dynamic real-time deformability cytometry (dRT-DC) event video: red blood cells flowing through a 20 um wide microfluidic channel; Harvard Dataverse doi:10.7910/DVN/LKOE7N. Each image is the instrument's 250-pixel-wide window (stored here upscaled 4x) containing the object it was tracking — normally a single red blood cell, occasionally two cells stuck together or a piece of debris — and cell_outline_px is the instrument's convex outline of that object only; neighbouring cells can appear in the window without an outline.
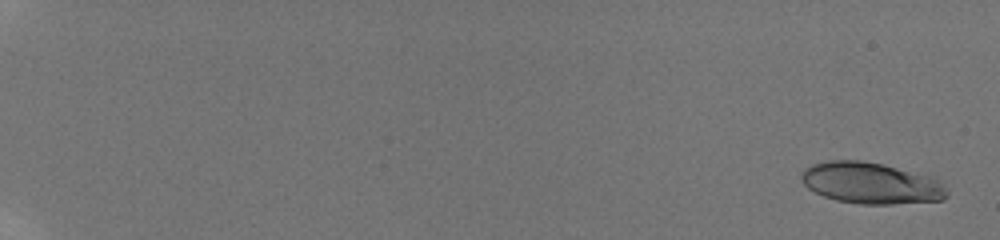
{"species": "human", "species_latin": "Homo sapiens", "temperature_condition": "room temperature", "stored_images_in_passage": 64, "camera_frame_rate_fps": 3000, "um_per_image_px": 0.085, "donor": {"sex": "male"}, "frame": {"image": 1, "passage_image": 1, "time_ms": 0.0, "image_size_px": [1000, 240], "cell_outline_px": [[948, 196], [944, 200], [892, 204], [860, 204], [836, 200], [824, 196], [808, 188], [804, 184], [800, 176], [800, 172], [804, 168], [812, 164], [828, 160], [860, 160], [884, 164], [936, 176], [948, 192]], "centroid_in_image_um": [74.07, 15.55], "position_along_channel_um": 10.9, "area_um2": 35.6}}
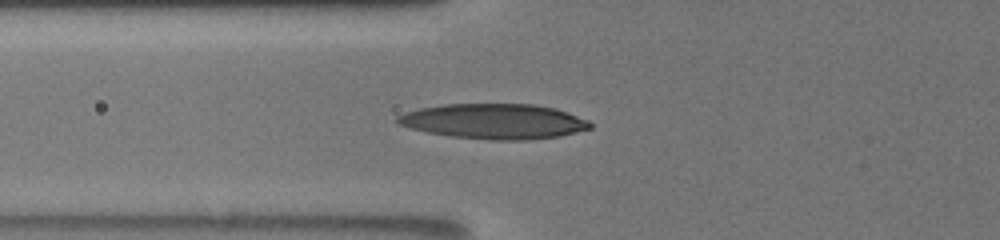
{"frame": {"image": 2, "passage_image": 29, "time_ms": 8.0, "image_size_px": [1000, 240], "cell_outline_px": [[592, 128], [560, 136], [524, 140], [488, 140], [448, 136], [408, 128], [400, 124], [396, 120], [396, 116], [404, 112], [420, 108], [444, 104], [532, 104], [556, 108], [588, 120], [592, 124]], "centroid_in_image_um": [41.98, 10.31], "position_along_channel_um": 83.8, "area_um2": 39.59}}
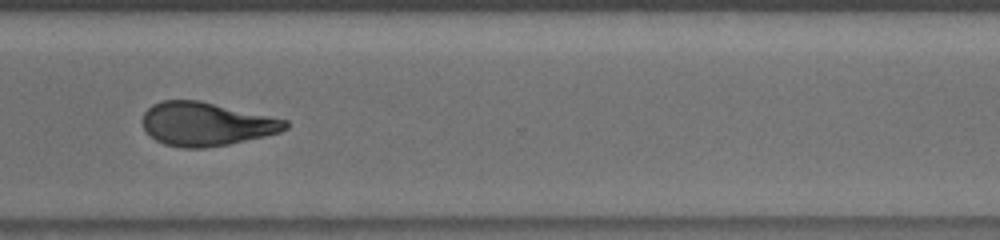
{"frame": {"image": 3, "passage_image": 63, "time_ms": 15.0, "image_size_px": [1000, 240], "cell_outline_px": [[288, 128], [280, 132], [264, 136], [228, 144], [204, 148], [184, 148], [164, 144], [148, 136], [144, 128], [144, 112], [152, 104], [164, 100], [200, 100], [288, 120]], "centroid_in_image_um": [17.52, 10.54], "position_along_channel_um": 353.1, "area_um2": 36.18}}